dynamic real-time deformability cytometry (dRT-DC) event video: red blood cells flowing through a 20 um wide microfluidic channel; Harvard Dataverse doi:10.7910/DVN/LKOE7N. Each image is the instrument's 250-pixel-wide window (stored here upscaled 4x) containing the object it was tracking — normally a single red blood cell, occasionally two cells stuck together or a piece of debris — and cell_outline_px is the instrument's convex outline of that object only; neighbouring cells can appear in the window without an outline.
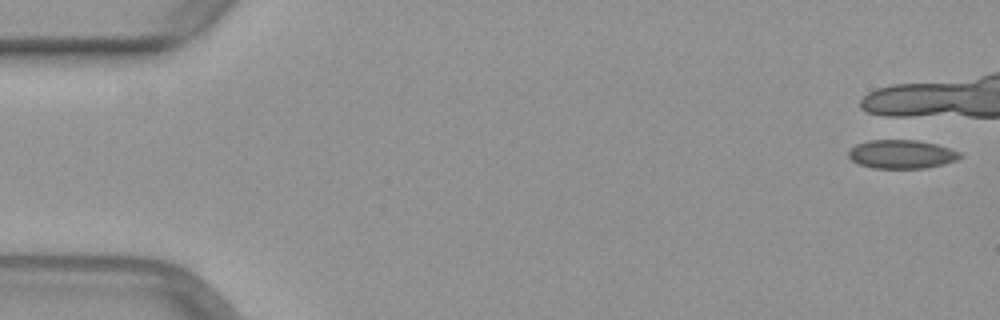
{"species": "common noctule bat (a hibernating species)", "species_latin": "Nyctalus noctula", "temperature_condition": "warm", "stored_images_in_passage": 3, "camera_frame_rate_fps": 3000, "um_per_image_px": 0.085, "animal": {"sex": "female", "body_mass_g": 29.2, "forearm_length_mm": 56.3}, "frame": {"image": 1, "passage_image": 1, "time_ms": 0.0, "image_size_px": [1000, 320], "cell_outline_px": [[964, 156], [956, 160], [944, 164], [924, 168], [872, 168], [860, 164], [852, 160], [848, 156], [848, 148], [856, 144], [868, 140], [916, 140], [936, 144], [960, 152]], "centroid_in_image_um": [76.62, 13.1], "position_along_channel_um": 8.4, "area_um2": 18.67}}